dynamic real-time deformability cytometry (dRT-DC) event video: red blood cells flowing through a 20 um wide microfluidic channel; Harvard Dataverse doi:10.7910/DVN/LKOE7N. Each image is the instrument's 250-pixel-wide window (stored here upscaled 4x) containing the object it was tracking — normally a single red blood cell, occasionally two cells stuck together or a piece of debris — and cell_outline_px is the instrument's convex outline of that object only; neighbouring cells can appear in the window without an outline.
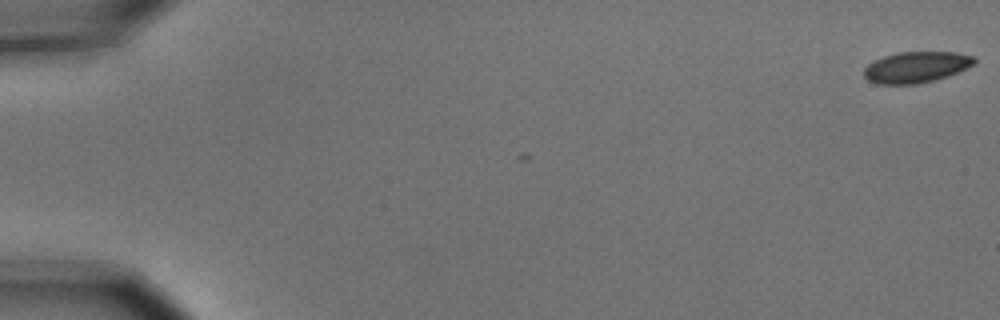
{"species": "common noctule bat (a hibernating species)", "species_latin": "Nyctalus noctula", "temperature_condition": "cold", "stored_images_in_passage": 7, "camera_frame_rate_fps": 3000, "um_per_image_px": 0.085, "animal": {"sex": "male", "body_mass_g": 15.6}, "frame": {"image": 1, "passage_image": 1, "time_ms": 0.0, "image_size_px": [1000, 320], "cell_outline_px": [[976, 64], [948, 76], [916, 84], [876, 84], [868, 80], [864, 76], [864, 68], [872, 60], [896, 52], [956, 52], [976, 56]], "centroid_in_image_um": [77.88, 5.69], "position_along_channel_um": 7.1, "area_um2": 20.17}}
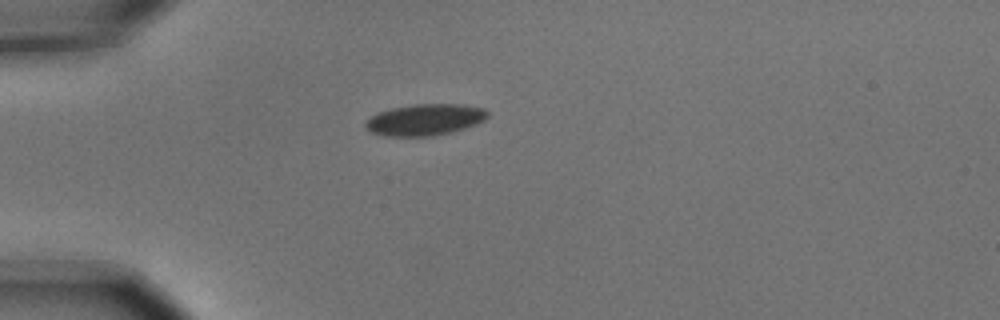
{"frame": {"image": 2, "passage_image": 5, "time_ms": 1.333, "image_size_px": [1000, 320], "cell_outline_px": [[488, 116], [484, 120], [476, 124], [464, 128], [432, 136], [384, 136], [372, 132], [364, 128], [364, 124], [376, 112], [392, 108], [412, 104], [464, 104], [484, 108], [488, 112]], "centroid_in_image_um": [36.1, 10.16], "position_along_channel_um": 48.9, "area_um2": 22.37}}
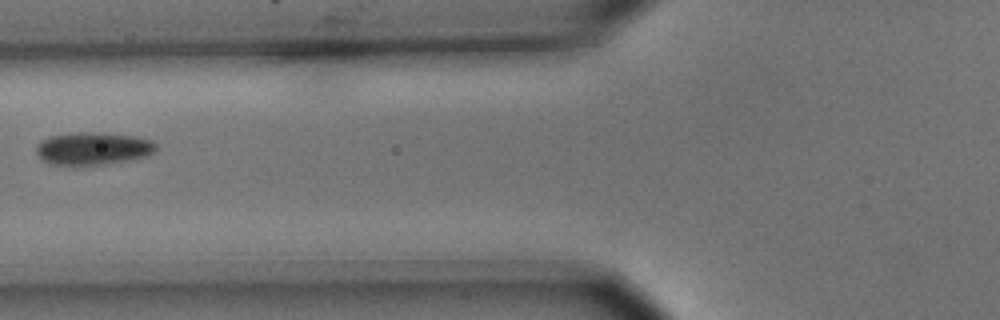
{"frame": {"image": 3, "passage_image": 7, "time_ms": 2.0, "image_size_px": [1000, 320], "cell_outline_px": [[156, 148], [152, 152], [144, 156], [128, 160], [104, 164], [76, 168], [52, 164], [44, 160], [36, 152], [36, 144], [52, 136], [76, 132], [92, 132], [136, 136], [152, 140], [156, 144]], "centroid_in_image_um": [7.87, 12.65], "position_along_channel_um": 117.9, "area_um2": 23.0}}